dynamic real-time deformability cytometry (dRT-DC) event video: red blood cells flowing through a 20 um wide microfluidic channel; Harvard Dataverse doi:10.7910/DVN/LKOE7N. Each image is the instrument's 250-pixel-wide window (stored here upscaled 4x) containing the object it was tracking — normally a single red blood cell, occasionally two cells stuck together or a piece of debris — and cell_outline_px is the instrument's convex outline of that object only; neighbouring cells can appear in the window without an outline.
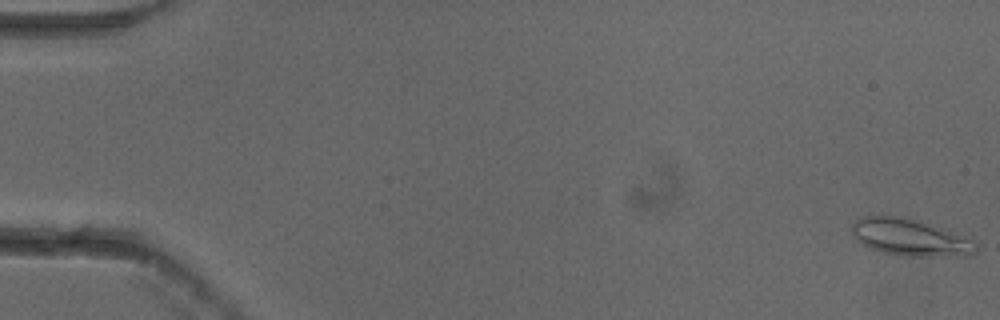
{"species": "common noctule bat (a hibernating species)", "species_latin": "Nyctalus noctula", "temperature_condition": "cold", "stored_images_in_passage": 54, "camera_frame_rate_fps": 3000, "um_per_image_px": 0.085, "animal": {"sex": "female"}, "frame": {"image": 1, "passage_image": 1, "time_ms": 0.0, "image_size_px": [1000, 320], "cell_outline_px": [[976, 252], [968, 256], [908, 256], [884, 252], [872, 248], [856, 240], [852, 236], [852, 224], [860, 216], [908, 216], [968, 240], [976, 244]], "centroid_in_image_um": [77.27, 20.17], "position_along_channel_um": 7.7, "area_um2": 26.01}}
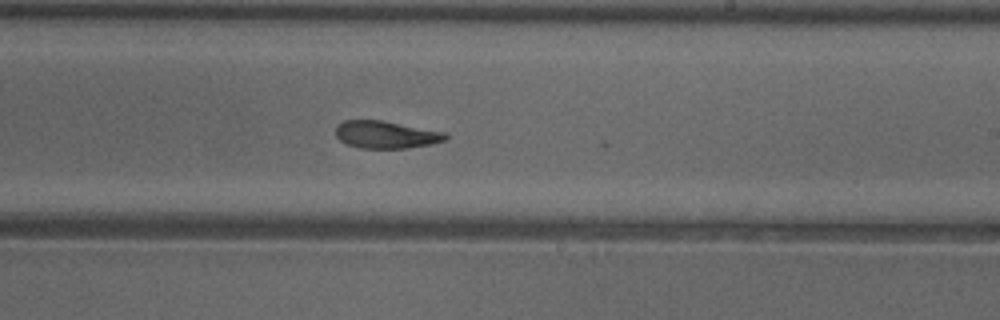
{"frame": {"image": 2, "passage_image": 33, "time_ms": 10.667, "image_size_px": [1000, 320], "cell_outline_px": [[448, 136], [444, 140], [432, 144], [404, 148], [360, 148], [348, 144], [340, 140], [336, 136], [336, 124], [344, 120], [380, 120], [448, 132]], "centroid_in_image_um": [32.81, 11.43], "position_along_channel_um": 256.2, "area_um2": 17.57}}
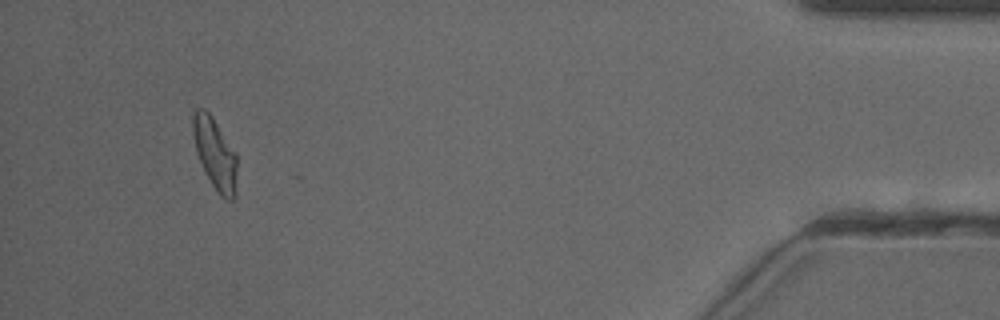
{"frame": {"image": 3, "passage_image": 51, "time_ms": 16.667, "image_size_px": [1000, 320], "cell_outline_px": [[236, 196], [232, 200], [224, 200], [216, 192], [204, 172], [196, 152], [192, 132], [192, 116], [196, 108], [204, 108], [212, 116], [236, 152]], "centroid_in_image_um": [18.27, 13.09], "position_along_channel_um": 416.9, "area_um2": 18.67}, "authors_computed_cell_mechanics": {"area_um2": 18.5827, "velocity_mm_per_s": 3.843, "shape_relaxation_time_tau1_ms": 5.9295, "shape_relaxation_time_tau2_ms": 2.7635, "deformation_change_tau1": 0.1679, "deformation_change_tau2": 0.0988}}